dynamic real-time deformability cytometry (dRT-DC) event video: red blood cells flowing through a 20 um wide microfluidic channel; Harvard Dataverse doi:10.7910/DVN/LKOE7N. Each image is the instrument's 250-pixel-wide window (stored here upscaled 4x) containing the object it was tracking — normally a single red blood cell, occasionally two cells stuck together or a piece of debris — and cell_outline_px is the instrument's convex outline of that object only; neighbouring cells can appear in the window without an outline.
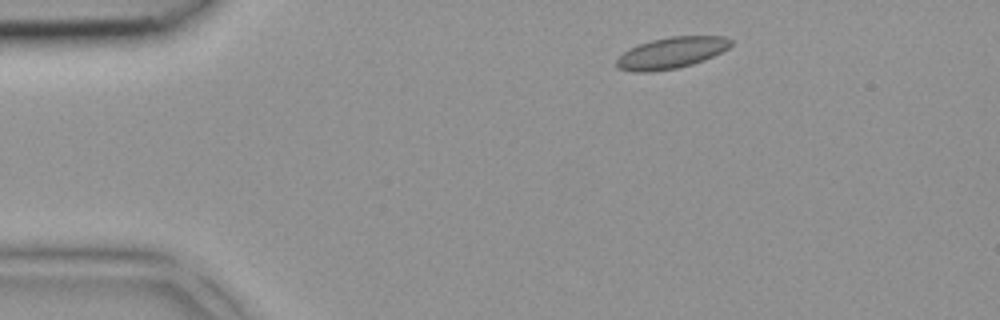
{"species": "common noctule bat (a hibernating species)", "species_latin": "Nyctalus noctula", "temperature_condition": "room temperature", "stored_images_in_passage": 4, "camera_frame_rate_fps": 3000, "um_per_image_px": 0.085, "animal": {"sex": "female", "body_mass_g": 18.4}, "frame": {"image": 1, "passage_image": 2, "time_ms": 0.333, "image_size_px": [1000, 320], "cell_outline_px": [[732, 44], [728, 48], [704, 60], [692, 64], [676, 68], [652, 72], [632, 72], [620, 68], [616, 64], [616, 60], [624, 52], [640, 44], [652, 40], [672, 36], [724, 36], [732, 40]], "centroid_in_image_um": [57.08, 4.49], "position_along_channel_um": 27.9, "area_um2": 20.58}}
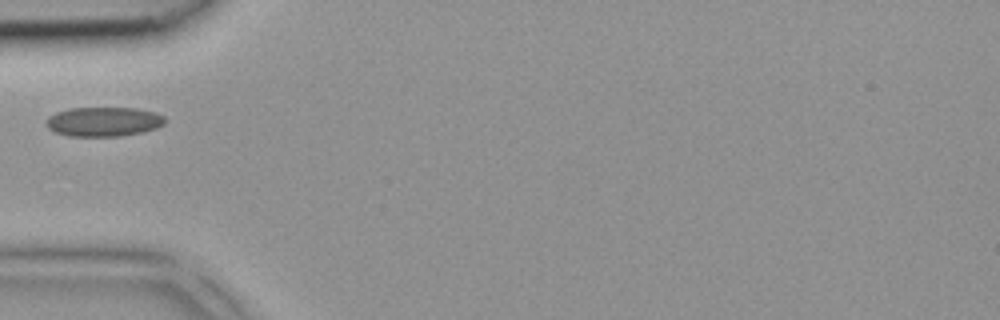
{"frame": {"image": 2, "passage_image": 4, "time_ms": 1.0, "image_size_px": [1000, 320], "cell_outline_px": [[164, 124], [156, 128], [140, 132], [120, 136], [68, 136], [56, 132], [48, 128], [44, 120], [48, 116], [56, 112], [68, 108], [136, 108], [156, 112], [164, 116]], "centroid_in_image_um": [8.77, 10.33], "position_along_channel_um": 76.2, "area_um2": 20.4}}